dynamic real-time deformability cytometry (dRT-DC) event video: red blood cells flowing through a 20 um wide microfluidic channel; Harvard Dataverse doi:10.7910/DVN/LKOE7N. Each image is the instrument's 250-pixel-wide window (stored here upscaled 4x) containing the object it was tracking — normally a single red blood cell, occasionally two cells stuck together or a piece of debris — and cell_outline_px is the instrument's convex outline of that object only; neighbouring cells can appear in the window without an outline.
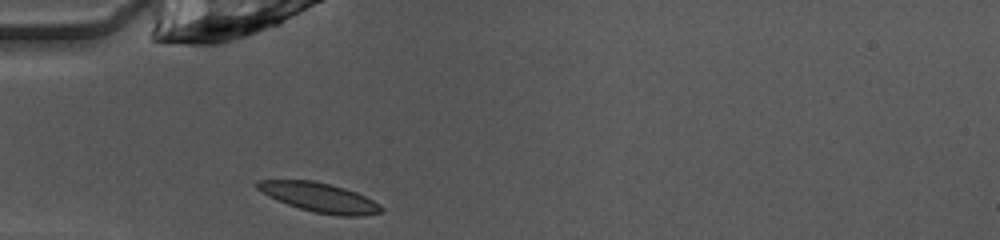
{"species": "common noctule bat (a hibernating species)", "species_latin": "Nyctalus noctula", "temperature_condition": "warm", "stored_images_in_passage": 35, "camera_frame_rate_fps": 3000, "um_per_image_px": 0.085, "animal": {"sex": "female", "body_mass_g": 10.0, "forearm_length_mm": 53.1}, "frame": {"image": 1, "passage_image": 1, "time_ms": 0.0, "image_size_px": [1000, 240], "cell_outline_px": [[384, 212], [360, 216], [340, 216], [312, 212], [288, 204], [268, 196], [256, 188], [256, 180], [312, 180], [344, 188], [356, 192], [380, 204], [384, 208]], "centroid_in_image_um": [27.17, 16.79], "position_along_channel_um": 57.8, "area_um2": 21.1}}
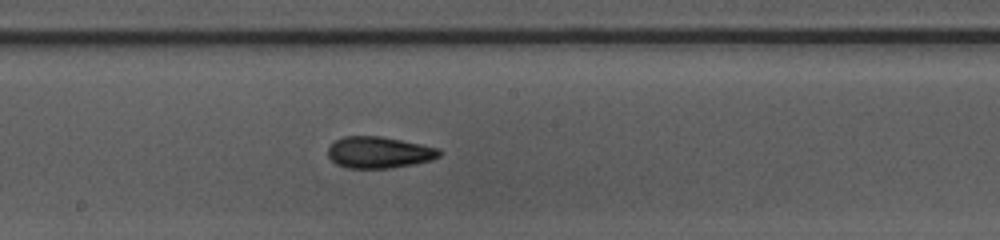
{"frame": {"image": 2, "passage_image": 13, "time_ms": 4.0, "image_size_px": [1000, 240], "cell_outline_px": [[440, 156], [432, 160], [412, 164], [388, 168], [348, 168], [336, 164], [328, 156], [328, 148], [336, 140], [344, 136], [380, 136], [440, 148]], "centroid_in_image_um": [32.21, 12.95], "position_along_channel_um": 216.0, "area_um2": 20.29}}
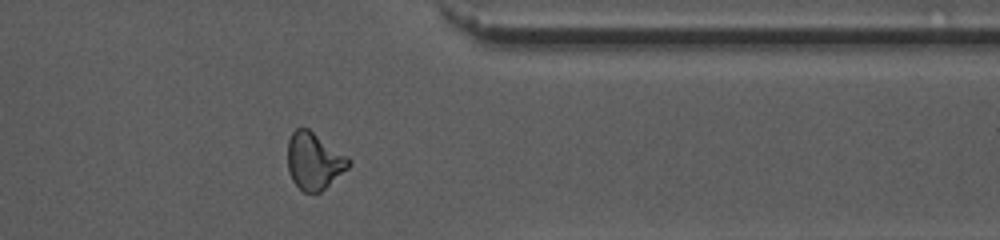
{"frame": {"image": 3, "passage_image": 26, "time_ms": 8.333, "image_size_px": [1000, 240], "cell_outline_px": [[352, 164], [348, 168], [320, 192], [304, 192], [292, 180], [288, 172], [288, 140], [292, 132], [296, 128], [308, 128], [348, 156], [352, 160]], "centroid_in_image_um": [26.7, 13.67], "position_along_channel_um": 384.7, "area_um2": 20.23}, "authors_computed_cell_mechanics": {"area_um2": 20.1722, "velocity_mm_per_s": 4.0624, "shape_relaxation_time_tau1_ms": 8.7754, "shape_relaxation_time_tau2_ms": 2.4402, "deformation_change_tau1": 0.2075, "deformation_change_tau2": 0.1052}}